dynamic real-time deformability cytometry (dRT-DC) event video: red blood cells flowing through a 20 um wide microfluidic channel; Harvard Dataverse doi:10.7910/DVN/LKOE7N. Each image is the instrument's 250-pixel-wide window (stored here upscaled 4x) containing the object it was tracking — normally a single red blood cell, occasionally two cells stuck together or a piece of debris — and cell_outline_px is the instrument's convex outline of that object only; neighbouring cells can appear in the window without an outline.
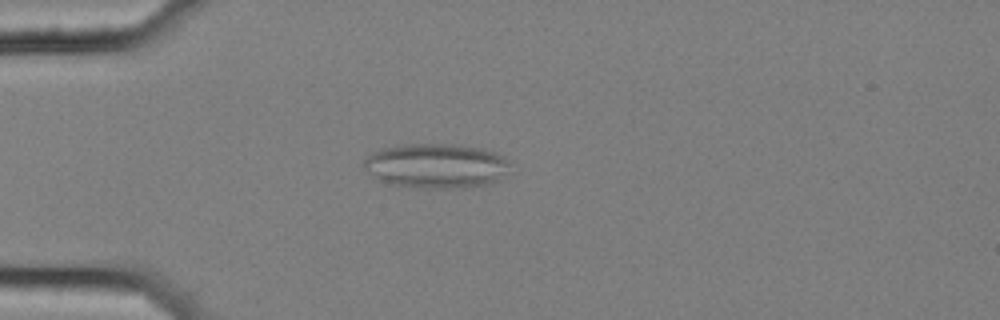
{"species": "common noctule bat (a hibernating species)", "species_latin": "Nyctalus noctula", "temperature_condition": "cold", "stored_images_in_passage": 55, "camera_frame_rate_fps": 3000, "um_per_image_px": 0.085, "animal": {"sex": "female", "body_mass_g": 25.1}, "frame": {"image": 1, "passage_image": 15, "time_ms": 4.667, "image_size_px": [1000, 320], "cell_outline_px": [[508, 164], [504, 172], [492, 184], [464, 188], [420, 188], [392, 184], [380, 180], [368, 172], [364, 168], [364, 160], [372, 152], [396, 144], [460, 144], [484, 148], [496, 152], [504, 156], [508, 160]], "centroid_in_image_um": [37.07, 14.08], "position_along_channel_um": 47.9, "area_um2": 38.21}}
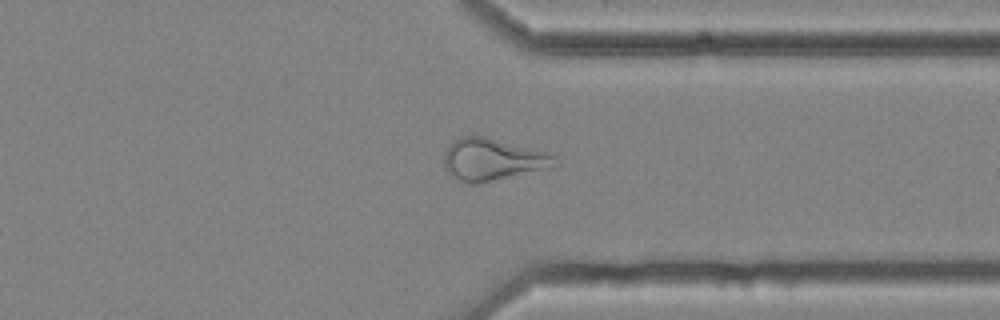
{"frame": {"image": 2, "passage_image": 43, "time_ms": 14.0, "image_size_px": [1000, 320], "cell_outline_px": [[556, 168], [472, 184], [468, 184], [456, 180], [444, 168], [444, 152], [448, 144], [452, 140], [460, 136], [484, 136], [552, 152], [556, 156]], "centroid_in_image_um": [41.9, 13.55], "position_along_channel_um": 369.5, "area_um2": 27.86}}
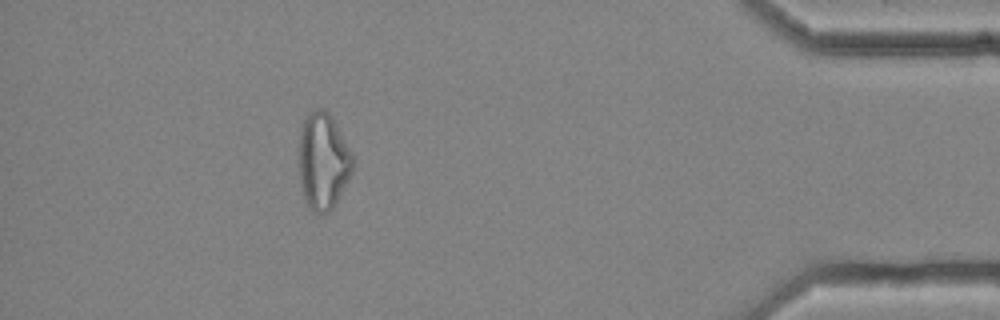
{"frame": {"image": 3, "passage_image": 50, "time_ms": 16.333, "image_size_px": [1000, 320], "cell_outline_px": [[356, 164], [352, 172], [332, 208], [328, 212], [312, 212], [308, 208], [304, 200], [300, 180], [300, 132], [304, 120], [308, 112], [316, 108], [324, 108], [328, 112], [336, 124]], "centroid_in_image_um": [27.46, 13.69], "position_along_channel_um": 407.7, "area_um2": 29.94}, "authors_computed_cell_mechanics": {"area_um2": 29.5358, "velocity_mm_per_s": 3.635, "shape_relaxation_time_tau1_ms": null, "shape_relaxation_time_tau2_ms": 2.9877, "deformation_change_tau1": null, "deformation_change_tau2": 0.1283}}